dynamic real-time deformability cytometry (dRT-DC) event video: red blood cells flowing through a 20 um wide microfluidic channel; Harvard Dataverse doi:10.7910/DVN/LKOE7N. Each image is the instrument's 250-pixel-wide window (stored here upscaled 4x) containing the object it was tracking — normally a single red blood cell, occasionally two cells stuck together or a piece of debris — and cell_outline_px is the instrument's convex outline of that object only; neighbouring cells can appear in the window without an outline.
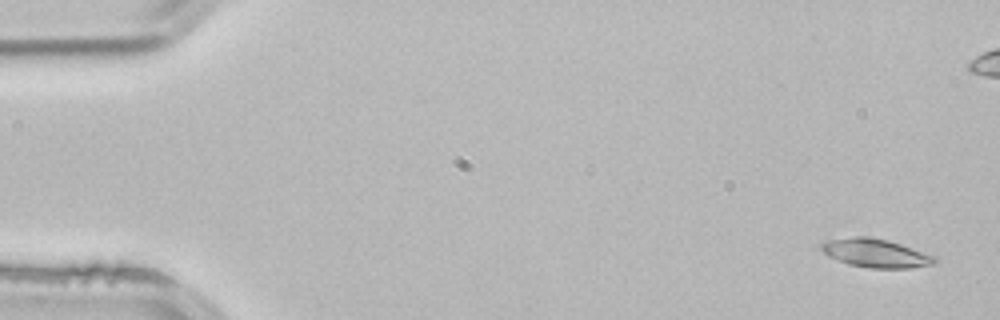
{"species": "common noctule bat (a hibernating species)", "species_latin": "Nyctalus noctula", "temperature_condition": "room temperature", "stored_images_in_passage": 2, "segment_of_instrument_passage": [2, 2], "camera_frame_rate_fps": 3000, "um_per_image_px": 0.085, "animal": {"sex": "male", "body_mass_g": 21.5, "forearm_length_mm": 52.0}, "frame": {"image": 1, "passage_image": 2, "time_ms": 0.333, "image_size_px": [1000, 320], "cell_outline_px": [[936, 264], [908, 268], [868, 268], [848, 264], [828, 256], [820, 248], [820, 240], [856, 236], [872, 236], [888, 240], [936, 256]], "centroid_in_image_um": [74.38, 21.5], "position_along_channel_um": 10.6, "area_um2": 19.13}}